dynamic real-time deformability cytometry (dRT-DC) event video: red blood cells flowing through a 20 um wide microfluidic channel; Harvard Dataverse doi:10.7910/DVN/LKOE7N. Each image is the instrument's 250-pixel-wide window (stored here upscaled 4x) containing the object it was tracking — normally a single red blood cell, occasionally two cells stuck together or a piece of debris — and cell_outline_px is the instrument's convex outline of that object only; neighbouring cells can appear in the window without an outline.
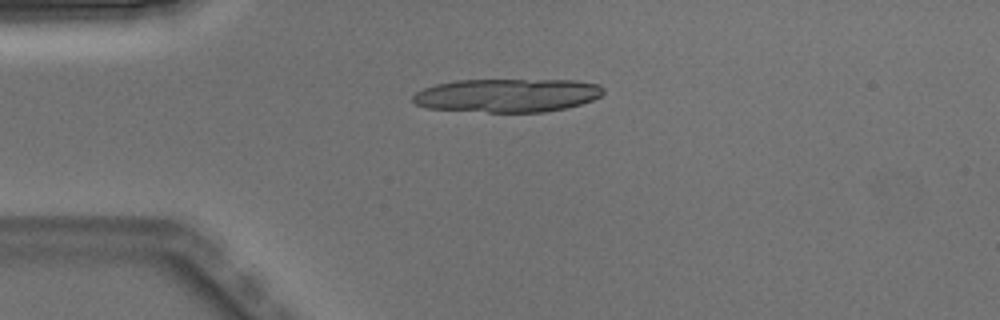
{"species": "Egyptian fruit bat (a non-hibernating species)", "species_latin": "Rousettus aegyptiacus", "temperature_condition": "warm", "stored_images_in_passage": 3, "camera_frame_rate_fps": 3000, "um_per_image_px": 0.085, "animal": {"sex": "male"}, "frame": {"image": 1, "passage_image": 1, "time_ms": 0.0, "image_size_px": [1000, 320], "cell_outline_px": [[604, 92], [600, 96], [592, 100], [580, 104], [564, 108], [544, 112], [488, 112], [428, 108], [416, 104], [412, 100], [412, 96], [416, 92], [424, 88], [436, 84], [456, 80], [576, 80], [600, 84], [604, 88]], "centroid_in_image_um": [43.13, 8.1], "position_along_channel_um": 41.9, "area_um2": 37.22}}